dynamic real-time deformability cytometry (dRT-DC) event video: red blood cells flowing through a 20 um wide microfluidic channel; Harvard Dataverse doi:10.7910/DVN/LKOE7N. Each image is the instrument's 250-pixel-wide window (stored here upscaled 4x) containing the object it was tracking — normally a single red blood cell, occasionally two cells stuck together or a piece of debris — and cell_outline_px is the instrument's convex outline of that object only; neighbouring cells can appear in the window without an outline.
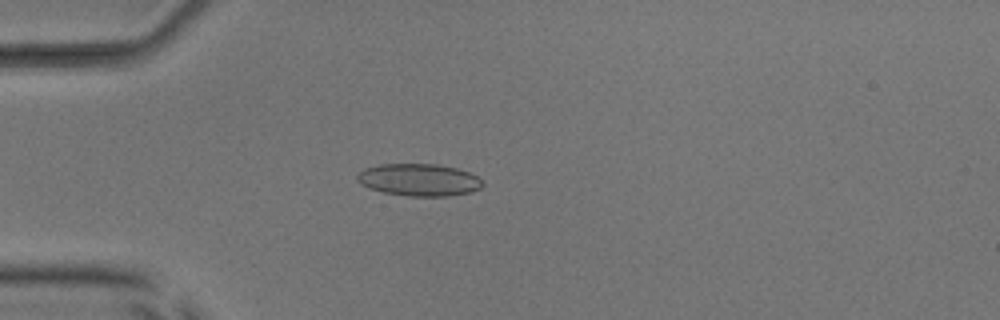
{"species": "common noctule bat (a hibernating species)", "species_latin": "Nyctalus noctula", "temperature_condition": "room temperature", "stored_images_in_passage": 51, "camera_frame_rate_fps": 3000, "um_per_image_px": 0.085, "animal": {"sex": "male", "body_mass_g": 17.9, "forearm_length_mm": 54.2}, "frame": {"image": 1, "passage_image": 14, "time_ms": 4.333, "image_size_px": [1000, 320], "cell_outline_px": [[484, 184], [480, 188], [472, 192], [448, 196], [408, 196], [384, 192], [360, 184], [356, 180], [356, 176], [364, 168], [380, 164], [440, 164], [456, 168], [468, 172], [476, 176]], "centroid_in_image_um": [35.61, 15.28], "position_along_channel_um": 49.4, "area_um2": 23.52}}
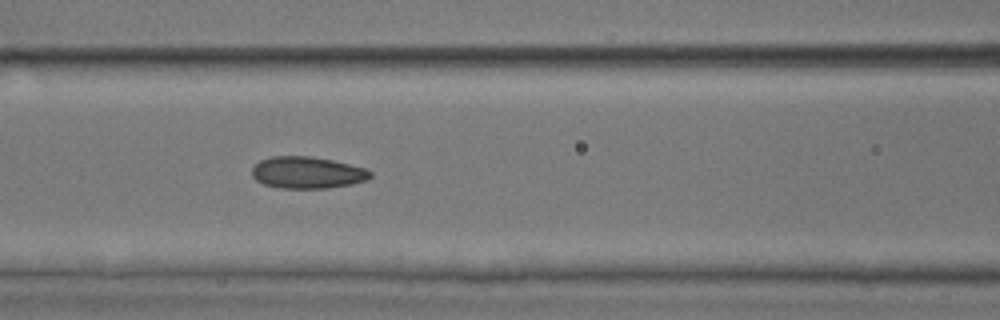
{"frame": {"image": 2, "passage_image": 22, "time_ms": 7.0, "image_size_px": [1000, 320], "cell_outline_px": [[372, 176], [368, 180], [352, 184], [328, 188], [280, 188], [264, 184], [256, 180], [252, 176], [252, 168], [260, 160], [272, 156], [312, 156], [332, 160], [364, 168], [372, 172]], "centroid_in_image_um": [26.12, 14.67], "position_along_channel_um": 140.5, "area_um2": 21.96}}
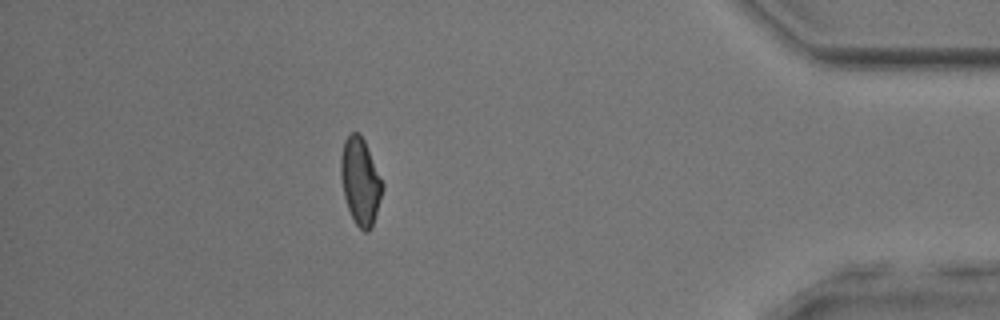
{"frame": {"image": 3, "passage_image": 45, "time_ms": 14.667, "image_size_px": [1000, 320], "cell_outline_px": [[384, 188], [372, 224], [368, 232], [364, 232], [356, 224], [348, 208], [344, 196], [340, 176], [340, 156], [344, 140], [352, 132], [356, 132], [364, 140], [384, 184]], "centroid_in_image_um": [30.61, 15.4], "position_along_channel_um": 404.6, "area_um2": 20.81}, "authors_computed_cell_mechanics": {"area_um2": 21.2704, "velocity_mm_per_s": 4.0097, "shape_relaxation_time_tau1_ms": null, "shape_relaxation_time_tau2_ms": 1.8824, "deformation_change_tau1": null, "deformation_change_tau2": 0.0779}}